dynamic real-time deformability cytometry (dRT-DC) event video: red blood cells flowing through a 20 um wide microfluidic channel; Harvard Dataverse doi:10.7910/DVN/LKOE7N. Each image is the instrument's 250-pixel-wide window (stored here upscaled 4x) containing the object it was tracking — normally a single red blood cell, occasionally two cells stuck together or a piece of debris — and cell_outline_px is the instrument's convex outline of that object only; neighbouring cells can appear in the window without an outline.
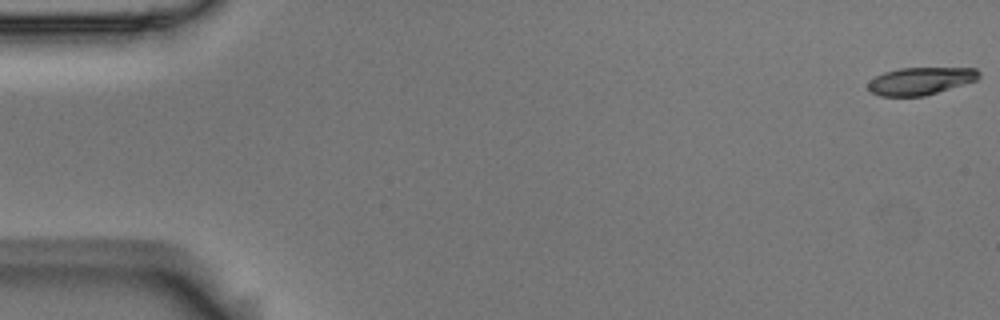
{"species": "Egyptian fruit bat (a non-hibernating species)", "species_latin": "Rousettus aegyptiacus", "temperature_condition": "room temperature", "stored_images_in_passage": 4, "camera_frame_rate_fps": 3000, "um_per_image_px": 0.085, "animal": {"sex": "male"}, "frame": {"image": 1, "passage_image": 1, "time_ms": 0.0, "image_size_px": [1000, 320], "cell_outline_px": [[980, 76], [976, 80], [964, 84], [924, 96], [880, 96], [872, 92], [868, 88], [868, 84], [876, 76], [884, 72], [900, 68], [976, 68], [980, 72]], "centroid_in_image_um": [78.26, 6.88], "position_along_channel_um": 6.7, "area_um2": 17.57}}
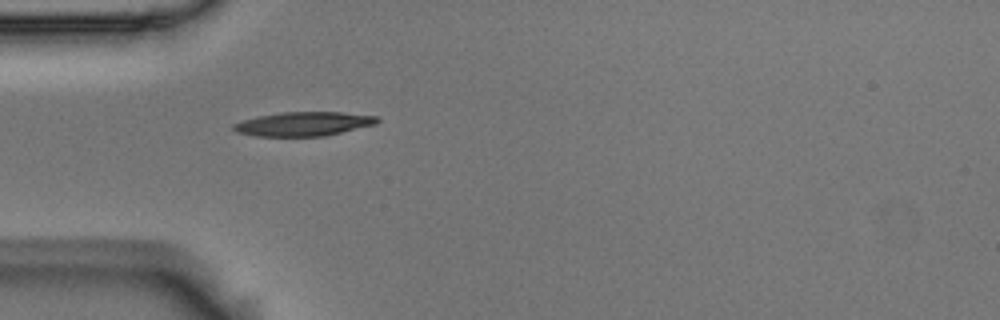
{"frame": {"image": 2, "passage_image": 4, "time_ms": 1.0, "image_size_px": [1000, 320], "cell_outline_px": [[380, 120], [376, 124], [324, 136], [256, 136], [236, 132], [232, 128], [232, 124], [244, 120], [260, 116], [280, 112], [340, 112], [376, 116]], "centroid_in_image_um": [25.79, 10.53], "position_along_channel_um": 59.2, "area_um2": 20.0}}